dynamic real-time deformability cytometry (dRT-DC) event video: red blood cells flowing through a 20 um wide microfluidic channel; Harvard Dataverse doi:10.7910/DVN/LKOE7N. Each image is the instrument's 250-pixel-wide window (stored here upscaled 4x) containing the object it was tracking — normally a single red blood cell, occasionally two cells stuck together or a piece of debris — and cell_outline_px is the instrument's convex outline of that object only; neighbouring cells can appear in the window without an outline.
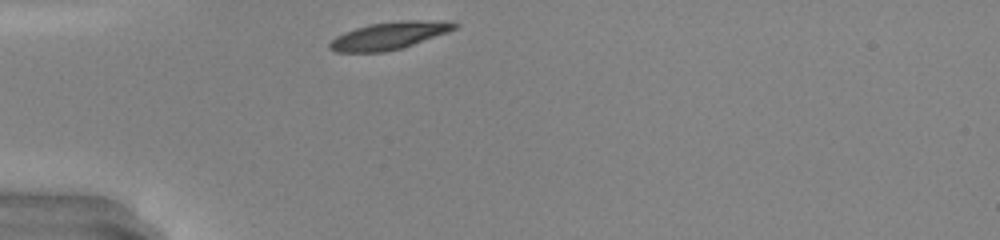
{"species": "common noctule bat (a hibernating species)", "species_latin": "Nyctalus noctula", "temperature_condition": "warm", "stored_images_in_passage": 26, "camera_frame_rate_fps": 3000, "um_per_image_px": 0.085, "animal": {"sex": "male", "body_mass_g": 20.0, "forearm_length_mm": 53.3}, "frame": {"image": 1, "passage_image": 1, "time_ms": 0.0, "image_size_px": [1000, 240], "cell_outline_px": [[460, 24], [456, 28], [448, 32], [400, 48], [384, 52], [336, 52], [328, 48], [328, 44], [336, 36], [344, 32], [368, 24], [400, 20], [452, 20]], "centroid_in_image_um": [33.11, 3.01], "position_along_channel_um": 51.9, "area_um2": 20.06}}
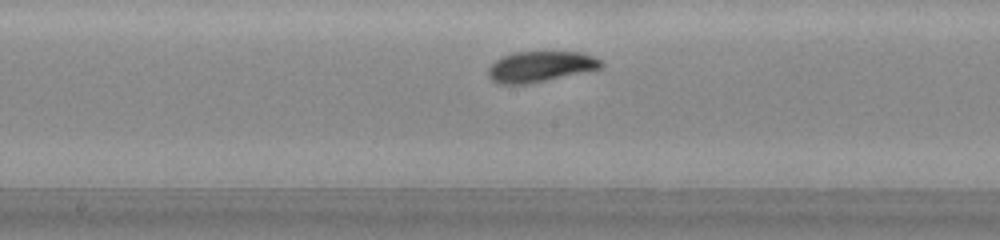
{"frame": {"image": 2, "passage_image": 13, "time_ms": 4.0, "image_size_px": [1000, 240], "cell_outline_px": [[604, 64], [600, 68], [544, 80], [524, 84], [500, 84], [492, 80], [488, 76], [488, 68], [496, 60], [504, 56], [516, 52], [584, 52], [600, 60]], "centroid_in_image_um": [45.9, 5.65], "position_along_channel_um": 202.3, "area_um2": 19.71}}
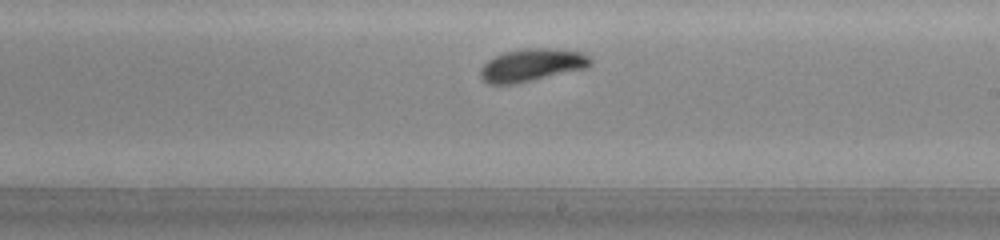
{"frame": {"image": 3, "passage_image": 16, "time_ms": 5.0, "image_size_px": [1000, 240], "cell_outline_px": [[592, 64], [584, 68], [512, 84], [488, 84], [480, 76], [480, 68], [488, 60], [504, 52], [524, 48], [552, 48], [580, 52], [588, 56], [592, 60]], "centroid_in_image_um": [45.17, 5.51], "position_along_channel_um": 243.8, "area_um2": 20.52}, "authors_computed_cell_mechanics": {"area_um2": 20.2878, "velocity_mm_per_s": 4.1781, "shape_relaxation_time_tau1_ms": 2.0573, "shape_relaxation_time_tau2_ms": null, "deformation_change_tau1": 0.1504, "deformation_change_tau2": null}}